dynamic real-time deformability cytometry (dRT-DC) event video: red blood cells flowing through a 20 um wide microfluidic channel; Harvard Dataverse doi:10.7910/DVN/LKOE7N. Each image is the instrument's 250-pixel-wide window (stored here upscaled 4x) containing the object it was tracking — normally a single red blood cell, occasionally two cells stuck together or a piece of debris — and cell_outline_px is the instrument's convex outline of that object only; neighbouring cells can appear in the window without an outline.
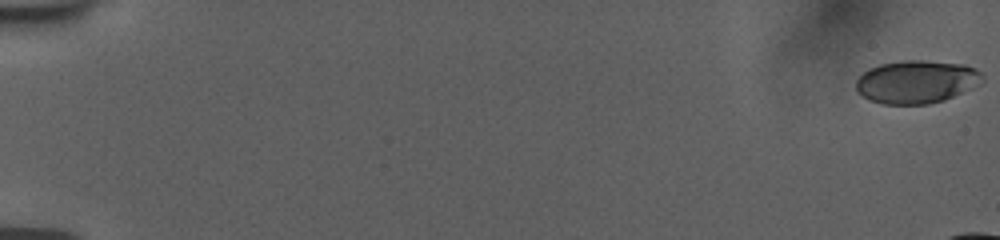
{"species": "human", "species_latin": "Homo sapiens", "temperature_condition": "room temperature", "stored_images_in_passage": 19, "camera_frame_rate_fps": 3000, "um_per_image_px": 0.085, "donor": {"sex": "female"}, "frame": {"image": 1, "passage_image": 1, "time_ms": 0.0, "image_size_px": [1000, 240], "cell_outline_px": [[984, 80], [980, 84], [944, 100], [928, 104], [880, 104], [856, 92], [856, 80], [868, 68], [880, 64], [908, 60], [924, 60], [964, 64], [976, 68], [984, 76]], "centroid_in_image_um": [77.91, 6.95], "position_along_channel_um": 7.1, "area_um2": 31.73}}
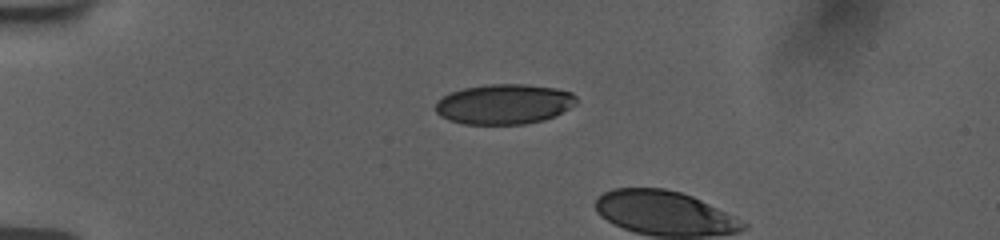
{"frame": {"image": 2, "passage_image": 16, "time_ms": 5.0, "image_size_px": [1000, 240], "cell_outline_px": [[576, 104], [544, 120], [524, 124], [464, 124], [448, 120], [440, 116], [436, 112], [436, 100], [452, 92], [464, 88], [488, 84], [524, 84], [556, 88], [572, 92], [576, 96]], "centroid_in_image_um": [42.83, 8.85], "position_along_channel_um": 42.2, "area_um2": 32.83}}